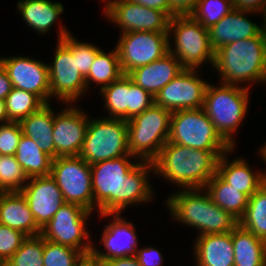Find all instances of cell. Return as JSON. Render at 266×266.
<instances>
[{
  "label": "cell",
  "mask_w": 266,
  "mask_h": 266,
  "mask_svg": "<svg viewBox=\"0 0 266 266\" xmlns=\"http://www.w3.org/2000/svg\"><path fill=\"white\" fill-rule=\"evenodd\" d=\"M154 103V97L130 78V119L141 114Z\"/></svg>",
  "instance_id": "obj_40"
},
{
  "label": "cell",
  "mask_w": 266,
  "mask_h": 266,
  "mask_svg": "<svg viewBox=\"0 0 266 266\" xmlns=\"http://www.w3.org/2000/svg\"><path fill=\"white\" fill-rule=\"evenodd\" d=\"M9 122L7 113H6V105L5 100L0 99V123L4 124Z\"/></svg>",
  "instance_id": "obj_48"
},
{
  "label": "cell",
  "mask_w": 266,
  "mask_h": 266,
  "mask_svg": "<svg viewBox=\"0 0 266 266\" xmlns=\"http://www.w3.org/2000/svg\"><path fill=\"white\" fill-rule=\"evenodd\" d=\"M169 142L206 151H230L203 108L172 112Z\"/></svg>",
  "instance_id": "obj_10"
},
{
  "label": "cell",
  "mask_w": 266,
  "mask_h": 266,
  "mask_svg": "<svg viewBox=\"0 0 266 266\" xmlns=\"http://www.w3.org/2000/svg\"><path fill=\"white\" fill-rule=\"evenodd\" d=\"M15 156L28 178L50 175L53 158L33 139L22 134Z\"/></svg>",
  "instance_id": "obj_29"
},
{
  "label": "cell",
  "mask_w": 266,
  "mask_h": 266,
  "mask_svg": "<svg viewBox=\"0 0 266 266\" xmlns=\"http://www.w3.org/2000/svg\"><path fill=\"white\" fill-rule=\"evenodd\" d=\"M183 70L180 61L168 52L162 58L132 70L128 76L155 97L165 85Z\"/></svg>",
  "instance_id": "obj_21"
},
{
  "label": "cell",
  "mask_w": 266,
  "mask_h": 266,
  "mask_svg": "<svg viewBox=\"0 0 266 266\" xmlns=\"http://www.w3.org/2000/svg\"><path fill=\"white\" fill-rule=\"evenodd\" d=\"M232 10H234L232 0H199L190 16L209 29Z\"/></svg>",
  "instance_id": "obj_36"
},
{
  "label": "cell",
  "mask_w": 266,
  "mask_h": 266,
  "mask_svg": "<svg viewBox=\"0 0 266 266\" xmlns=\"http://www.w3.org/2000/svg\"><path fill=\"white\" fill-rule=\"evenodd\" d=\"M50 176L62 192L65 203L78 204L93 212L91 167L80 156L57 157Z\"/></svg>",
  "instance_id": "obj_12"
},
{
  "label": "cell",
  "mask_w": 266,
  "mask_h": 266,
  "mask_svg": "<svg viewBox=\"0 0 266 266\" xmlns=\"http://www.w3.org/2000/svg\"><path fill=\"white\" fill-rule=\"evenodd\" d=\"M205 189L211 199L220 208L228 212L237 221L245 213L249 197L239 189L230 186L217 173L207 182Z\"/></svg>",
  "instance_id": "obj_28"
},
{
  "label": "cell",
  "mask_w": 266,
  "mask_h": 266,
  "mask_svg": "<svg viewBox=\"0 0 266 266\" xmlns=\"http://www.w3.org/2000/svg\"><path fill=\"white\" fill-rule=\"evenodd\" d=\"M234 266H266V241L239 224L232 230Z\"/></svg>",
  "instance_id": "obj_26"
},
{
  "label": "cell",
  "mask_w": 266,
  "mask_h": 266,
  "mask_svg": "<svg viewBox=\"0 0 266 266\" xmlns=\"http://www.w3.org/2000/svg\"><path fill=\"white\" fill-rule=\"evenodd\" d=\"M79 108L68 107L53 121L55 158L79 156L87 132L89 118Z\"/></svg>",
  "instance_id": "obj_17"
},
{
  "label": "cell",
  "mask_w": 266,
  "mask_h": 266,
  "mask_svg": "<svg viewBox=\"0 0 266 266\" xmlns=\"http://www.w3.org/2000/svg\"><path fill=\"white\" fill-rule=\"evenodd\" d=\"M228 152L224 153L218 160L217 174L230 186L239 189L249 198L264 184V174L260 171L253 172L247 162L242 158L229 162ZM228 161V162H227Z\"/></svg>",
  "instance_id": "obj_24"
},
{
  "label": "cell",
  "mask_w": 266,
  "mask_h": 266,
  "mask_svg": "<svg viewBox=\"0 0 266 266\" xmlns=\"http://www.w3.org/2000/svg\"><path fill=\"white\" fill-rule=\"evenodd\" d=\"M130 154L127 121L115 118L89 119L79 156L92 165Z\"/></svg>",
  "instance_id": "obj_9"
},
{
  "label": "cell",
  "mask_w": 266,
  "mask_h": 266,
  "mask_svg": "<svg viewBox=\"0 0 266 266\" xmlns=\"http://www.w3.org/2000/svg\"><path fill=\"white\" fill-rule=\"evenodd\" d=\"M123 75L124 73L120 65L117 49L115 47L112 52L105 53L100 50L96 54L94 62L89 69V73L85 77V82L87 89L91 81H94L99 85L102 84L100 86L101 89L120 79Z\"/></svg>",
  "instance_id": "obj_31"
},
{
  "label": "cell",
  "mask_w": 266,
  "mask_h": 266,
  "mask_svg": "<svg viewBox=\"0 0 266 266\" xmlns=\"http://www.w3.org/2000/svg\"><path fill=\"white\" fill-rule=\"evenodd\" d=\"M12 87L37 95L45 104L50 103L51 91L48 64L29 57H1Z\"/></svg>",
  "instance_id": "obj_16"
},
{
  "label": "cell",
  "mask_w": 266,
  "mask_h": 266,
  "mask_svg": "<svg viewBox=\"0 0 266 266\" xmlns=\"http://www.w3.org/2000/svg\"><path fill=\"white\" fill-rule=\"evenodd\" d=\"M104 13L121 33L146 31L168 32L170 17L163 11L148 8L130 0L106 1Z\"/></svg>",
  "instance_id": "obj_14"
},
{
  "label": "cell",
  "mask_w": 266,
  "mask_h": 266,
  "mask_svg": "<svg viewBox=\"0 0 266 266\" xmlns=\"http://www.w3.org/2000/svg\"><path fill=\"white\" fill-rule=\"evenodd\" d=\"M213 67L222 77L220 81L223 84L237 86L242 82L265 83L266 32L217 49L214 52Z\"/></svg>",
  "instance_id": "obj_3"
},
{
  "label": "cell",
  "mask_w": 266,
  "mask_h": 266,
  "mask_svg": "<svg viewBox=\"0 0 266 266\" xmlns=\"http://www.w3.org/2000/svg\"><path fill=\"white\" fill-rule=\"evenodd\" d=\"M131 157L135 158L128 154L90 165L93 211L97 207L99 214H120L129 205L153 200L148 180L152 162H131Z\"/></svg>",
  "instance_id": "obj_1"
},
{
  "label": "cell",
  "mask_w": 266,
  "mask_h": 266,
  "mask_svg": "<svg viewBox=\"0 0 266 266\" xmlns=\"http://www.w3.org/2000/svg\"><path fill=\"white\" fill-rule=\"evenodd\" d=\"M105 103V110L110 112L108 118L130 120V77L123 75L120 79L100 89Z\"/></svg>",
  "instance_id": "obj_30"
},
{
  "label": "cell",
  "mask_w": 266,
  "mask_h": 266,
  "mask_svg": "<svg viewBox=\"0 0 266 266\" xmlns=\"http://www.w3.org/2000/svg\"><path fill=\"white\" fill-rule=\"evenodd\" d=\"M194 245L196 266H234L232 231L199 235Z\"/></svg>",
  "instance_id": "obj_22"
},
{
  "label": "cell",
  "mask_w": 266,
  "mask_h": 266,
  "mask_svg": "<svg viewBox=\"0 0 266 266\" xmlns=\"http://www.w3.org/2000/svg\"><path fill=\"white\" fill-rule=\"evenodd\" d=\"M17 8L24 21L41 35L50 31L58 16L64 11L61 3H53L50 0H20Z\"/></svg>",
  "instance_id": "obj_27"
},
{
  "label": "cell",
  "mask_w": 266,
  "mask_h": 266,
  "mask_svg": "<svg viewBox=\"0 0 266 266\" xmlns=\"http://www.w3.org/2000/svg\"><path fill=\"white\" fill-rule=\"evenodd\" d=\"M28 179L15 155H0V192H20Z\"/></svg>",
  "instance_id": "obj_37"
},
{
  "label": "cell",
  "mask_w": 266,
  "mask_h": 266,
  "mask_svg": "<svg viewBox=\"0 0 266 266\" xmlns=\"http://www.w3.org/2000/svg\"><path fill=\"white\" fill-rule=\"evenodd\" d=\"M91 261L96 266H140L135 256Z\"/></svg>",
  "instance_id": "obj_45"
},
{
  "label": "cell",
  "mask_w": 266,
  "mask_h": 266,
  "mask_svg": "<svg viewBox=\"0 0 266 266\" xmlns=\"http://www.w3.org/2000/svg\"><path fill=\"white\" fill-rule=\"evenodd\" d=\"M90 214L92 212L78 204L65 203L41 228L40 235L51 242L79 250L88 259L93 246L85 224ZM82 239H88L87 243Z\"/></svg>",
  "instance_id": "obj_11"
},
{
  "label": "cell",
  "mask_w": 266,
  "mask_h": 266,
  "mask_svg": "<svg viewBox=\"0 0 266 266\" xmlns=\"http://www.w3.org/2000/svg\"><path fill=\"white\" fill-rule=\"evenodd\" d=\"M249 13L253 12L234 9L208 29L209 42L214 52L224 45L250 39L264 31L263 25L259 26L247 19Z\"/></svg>",
  "instance_id": "obj_20"
},
{
  "label": "cell",
  "mask_w": 266,
  "mask_h": 266,
  "mask_svg": "<svg viewBox=\"0 0 266 266\" xmlns=\"http://www.w3.org/2000/svg\"><path fill=\"white\" fill-rule=\"evenodd\" d=\"M260 155H261V158L265 161V163H266V143H265V145L262 147V149L260 150ZM263 174H264V178H265V182H266V173H264L263 172Z\"/></svg>",
  "instance_id": "obj_49"
},
{
  "label": "cell",
  "mask_w": 266,
  "mask_h": 266,
  "mask_svg": "<svg viewBox=\"0 0 266 266\" xmlns=\"http://www.w3.org/2000/svg\"><path fill=\"white\" fill-rule=\"evenodd\" d=\"M0 224L19 230L27 236L41 234V228L21 192H0Z\"/></svg>",
  "instance_id": "obj_23"
},
{
  "label": "cell",
  "mask_w": 266,
  "mask_h": 266,
  "mask_svg": "<svg viewBox=\"0 0 266 266\" xmlns=\"http://www.w3.org/2000/svg\"><path fill=\"white\" fill-rule=\"evenodd\" d=\"M44 238L28 236L4 266H43Z\"/></svg>",
  "instance_id": "obj_35"
},
{
  "label": "cell",
  "mask_w": 266,
  "mask_h": 266,
  "mask_svg": "<svg viewBox=\"0 0 266 266\" xmlns=\"http://www.w3.org/2000/svg\"><path fill=\"white\" fill-rule=\"evenodd\" d=\"M219 86L208 84L202 108L213 122L218 134L233 149V132L237 131L247 114L249 88L222 82Z\"/></svg>",
  "instance_id": "obj_5"
},
{
  "label": "cell",
  "mask_w": 266,
  "mask_h": 266,
  "mask_svg": "<svg viewBox=\"0 0 266 266\" xmlns=\"http://www.w3.org/2000/svg\"><path fill=\"white\" fill-rule=\"evenodd\" d=\"M238 224L266 241V183L249 198L245 213Z\"/></svg>",
  "instance_id": "obj_32"
},
{
  "label": "cell",
  "mask_w": 266,
  "mask_h": 266,
  "mask_svg": "<svg viewBox=\"0 0 266 266\" xmlns=\"http://www.w3.org/2000/svg\"><path fill=\"white\" fill-rule=\"evenodd\" d=\"M60 28L53 65H48L50 91L51 97L61 99L68 106L81 97L87 86L85 77L77 69L76 38L63 26Z\"/></svg>",
  "instance_id": "obj_7"
},
{
  "label": "cell",
  "mask_w": 266,
  "mask_h": 266,
  "mask_svg": "<svg viewBox=\"0 0 266 266\" xmlns=\"http://www.w3.org/2000/svg\"><path fill=\"white\" fill-rule=\"evenodd\" d=\"M263 26H264V31L266 32V10L264 12V23H263Z\"/></svg>",
  "instance_id": "obj_51"
},
{
  "label": "cell",
  "mask_w": 266,
  "mask_h": 266,
  "mask_svg": "<svg viewBox=\"0 0 266 266\" xmlns=\"http://www.w3.org/2000/svg\"><path fill=\"white\" fill-rule=\"evenodd\" d=\"M54 112L49 103L19 122L22 134L36 141L38 147L55 159L53 140Z\"/></svg>",
  "instance_id": "obj_25"
},
{
  "label": "cell",
  "mask_w": 266,
  "mask_h": 266,
  "mask_svg": "<svg viewBox=\"0 0 266 266\" xmlns=\"http://www.w3.org/2000/svg\"><path fill=\"white\" fill-rule=\"evenodd\" d=\"M196 69H184L154 97V103L171 112L203 107L209 83L197 76Z\"/></svg>",
  "instance_id": "obj_15"
},
{
  "label": "cell",
  "mask_w": 266,
  "mask_h": 266,
  "mask_svg": "<svg viewBox=\"0 0 266 266\" xmlns=\"http://www.w3.org/2000/svg\"><path fill=\"white\" fill-rule=\"evenodd\" d=\"M234 9L259 13L266 10V0H232Z\"/></svg>",
  "instance_id": "obj_44"
},
{
  "label": "cell",
  "mask_w": 266,
  "mask_h": 266,
  "mask_svg": "<svg viewBox=\"0 0 266 266\" xmlns=\"http://www.w3.org/2000/svg\"><path fill=\"white\" fill-rule=\"evenodd\" d=\"M20 191L40 228H43L65 204L55 180L50 176L33 177Z\"/></svg>",
  "instance_id": "obj_18"
},
{
  "label": "cell",
  "mask_w": 266,
  "mask_h": 266,
  "mask_svg": "<svg viewBox=\"0 0 266 266\" xmlns=\"http://www.w3.org/2000/svg\"><path fill=\"white\" fill-rule=\"evenodd\" d=\"M135 257L140 266H161L163 264L160 251L152 247L137 249Z\"/></svg>",
  "instance_id": "obj_42"
},
{
  "label": "cell",
  "mask_w": 266,
  "mask_h": 266,
  "mask_svg": "<svg viewBox=\"0 0 266 266\" xmlns=\"http://www.w3.org/2000/svg\"><path fill=\"white\" fill-rule=\"evenodd\" d=\"M205 188L181 189L168 197L167 207L175 220L197 228L199 235L232 231L238 221L214 203ZM200 192V193H199Z\"/></svg>",
  "instance_id": "obj_4"
},
{
  "label": "cell",
  "mask_w": 266,
  "mask_h": 266,
  "mask_svg": "<svg viewBox=\"0 0 266 266\" xmlns=\"http://www.w3.org/2000/svg\"><path fill=\"white\" fill-rule=\"evenodd\" d=\"M102 217L113 215L111 223L103 230L102 243L106 252L92 247L90 260H106L135 256L137 253V235L132 222H127L120 214H99ZM95 247V248H94Z\"/></svg>",
  "instance_id": "obj_19"
},
{
  "label": "cell",
  "mask_w": 266,
  "mask_h": 266,
  "mask_svg": "<svg viewBox=\"0 0 266 266\" xmlns=\"http://www.w3.org/2000/svg\"><path fill=\"white\" fill-rule=\"evenodd\" d=\"M5 105L9 121L20 122L39 110L45 103L31 92L12 87L5 98Z\"/></svg>",
  "instance_id": "obj_33"
},
{
  "label": "cell",
  "mask_w": 266,
  "mask_h": 266,
  "mask_svg": "<svg viewBox=\"0 0 266 266\" xmlns=\"http://www.w3.org/2000/svg\"><path fill=\"white\" fill-rule=\"evenodd\" d=\"M174 34V47L168 42V52L173 54L184 69H197L206 61L213 66L214 50L209 42L208 29L191 16H173L168 26V40ZM171 36V37H170Z\"/></svg>",
  "instance_id": "obj_8"
},
{
  "label": "cell",
  "mask_w": 266,
  "mask_h": 266,
  "mask_svg": "<svg viewBox=\"0 0 266 266\" xmlns=\"http://www.w3.org/2000/svg\"><path fill=\"white\" fill-rule=\"evenodd\" d=\"M172 112L153 103L127 121L128 149L131 155L151 162L169 140Z\"/></svg>",
  "instance_id": "obj_6"
},
{
  "label": "cell",
  "mask_w": 266,
  "mask_h": 266,
  "mask_svg": "<svg viewBox=\"0 0 266 266\" xmlns=\"http://www.w3.org/2000/svg\"><path fill=\"white\" fill-rule=\"evenodd\" d=\"M199 0H169V17L190 16Z\"/></svg>",
  "instance_id": "obj_43"
},
{
  "label": "cell",
  "mask_w": 266,
  "mask_h": 266,
  "mask_svg": "<svg viewBox=\"0 0 266 266\" xmlns=\"http://www.w3.org/2000/svg\"><path fill=\"white\" fill-rule=\"evenodd\" d=\"M101 49L97 48L95 45H91V43L79 42L76 39V64L77 69L80 73L86 77L89 73V69L92 66L96 54Z\"/></svg>",
  "instance_id": "obj_41"
},
{
  "label": "cell",
  "mask_w": 266,
  "mask_h": 266,
  "mask_svg": "<svg viewBox=\"0 0 266 266\" xmlns=\"http://www.w3.org/2000/svg\"><path fill=\"white\" fill-rule=\"evenodd\" d=\"M80 266H96L94 262H92L89 258Z\"/></svg>",
  "instance_id": "obj_50"
},
{
  "label": "cell",
  "mask_w": 266,
  "mask_h": 266,
  "mask_svg": "<svg viewBox=\"0 0 266 266\" xmlns=\"http://www.w3.org/2000/svg\"><path fill=\"white\" fill-rule=\"evenodd\" d=\"M28 236L23 232L0 224V265H3Z\"/></svg>",
  "instance_id": "obj_38"
},
{
  "label": "cell",
  "mask_w": 266,
  "mask_h": 266,
  "mask_svg": "<svg viewBox=\"0 0 266 266\" xmlns=\"http://www.w3.org/2000/svg\"><path fill=\"white\" fill-rule=\"evenodd\" d=\"M22 130L19 122L0 124V155H15Z\"/></svg>",
  "instance_id": "obj_39"
},
{
  "label": "cell",
  "mask_w": 266,
  "mask_h": 266,
  "mask_svg": "<svg viewBox=\"0 0 266 266\" xmlns=\"http://www.w3.org/2000/svg\"><path fill=\"white\" fill-rule=\"evenodd\" d=\"M86 260L79 250L44 239L43 266H80Z\"/></svg>",
  "instance_id": "obj_34"
},
{
  "label": "cell",
  "mask_w": 266,
  "mask_h": 266,
  "mask_svg": "<svg viewBox=\"0 0 266 266\" xmlns=\"http://www.w3.org/2000/svg\"><path fill=\"white\" fill-rule=\"evenodd\" d=\"M226 152L231 150H198L167 141L151 161L153 173L183 189L205 188L217 172L219 158Z\"/></svg>",
  "instance_id": "obj_2"
},
{
  "label": "cell",
  "mask_w": 266,
  "mask_h": 266,
  "mask_svg": "<svg viewBox=\"0 0 266 266\" xmlns=\"http://www.w3.org/2000/svg\"><path fill=\"white\" fill-rule=\"evenodd\" d=\"M12 90V83L8 77L6 70L0 62V99L5 100Z\"/></svg>",
  "instance_id": "obj_47"
},
{
  "label": "cell",
  "mask_w": 266,
  "mask_h": 266,
  "mask_svg": "<svg viewBox=\"0 0 266 266\" xmlns=\"http://www.w3.org/2000/svg\"><path fill=\"white\" fill-rule=\"evenodd\" d=\"M168 32L135 31L121 33L116 49L125 75L168 53Z\"/></svg>",
  "instance_id": "obj_13"
},
{
  "label": "cell",
  "mask_w": 266,
  "mask_h": 266,
  "mask_svg": "<svg viewBox=\"0 0 266 266\" xmlns=\"http://www.w3.org/2000/svg\"><path fill=\"white\" fill-rule=\"evenodd\" d=\"M139 5L165 12L169 16V0H130Z\"/></svg>",
  "instance_id": "obj_46"
}]
</instances>
